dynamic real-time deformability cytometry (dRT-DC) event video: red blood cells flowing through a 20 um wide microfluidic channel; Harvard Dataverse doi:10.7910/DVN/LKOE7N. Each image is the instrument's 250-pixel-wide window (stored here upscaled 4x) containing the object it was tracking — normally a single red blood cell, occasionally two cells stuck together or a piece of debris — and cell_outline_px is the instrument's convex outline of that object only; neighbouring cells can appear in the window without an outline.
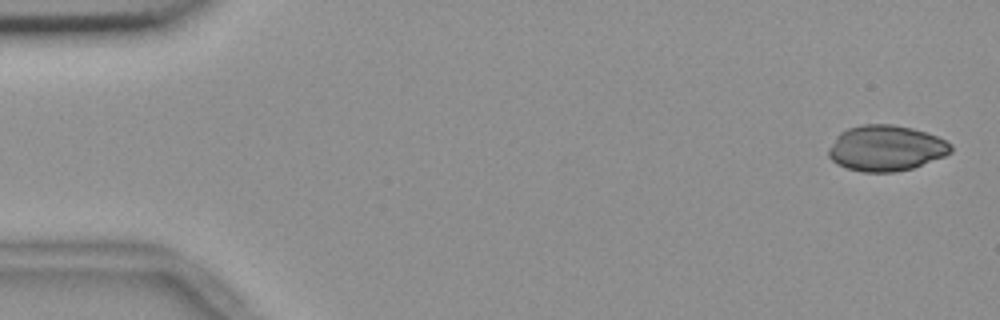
{"species": "common noctule bat (a hibernating species)", "species_latin": "Nyctalus noctula", "temperature_condition": "room temperature", "stored_images_in_passage": 30, "camera_frame_rate_fps": 3000, "um_per_image_px": 0.085, "animal": {"sex": "female", "body_mass_g": 18.4}, "frame": {"image": 1, "passage_image": 2, "time_ms": 0.333, "image_size_px": [1000, 320], "cell_outline_px": [[952, 152], [944, 156], [912, 168], [896, 172], [864, 172], [848, 168], [836, 164], [828, 156], [828, 148], [836, 136], [840, 132], [848, 128], [860, 124], [892, 124], [912, 128], [936, 136], [952, 144]], "centroid_in_image_um": [75.28, 12.59], "position_along_channel_um": 9.7, "area_um2": 32.6}}